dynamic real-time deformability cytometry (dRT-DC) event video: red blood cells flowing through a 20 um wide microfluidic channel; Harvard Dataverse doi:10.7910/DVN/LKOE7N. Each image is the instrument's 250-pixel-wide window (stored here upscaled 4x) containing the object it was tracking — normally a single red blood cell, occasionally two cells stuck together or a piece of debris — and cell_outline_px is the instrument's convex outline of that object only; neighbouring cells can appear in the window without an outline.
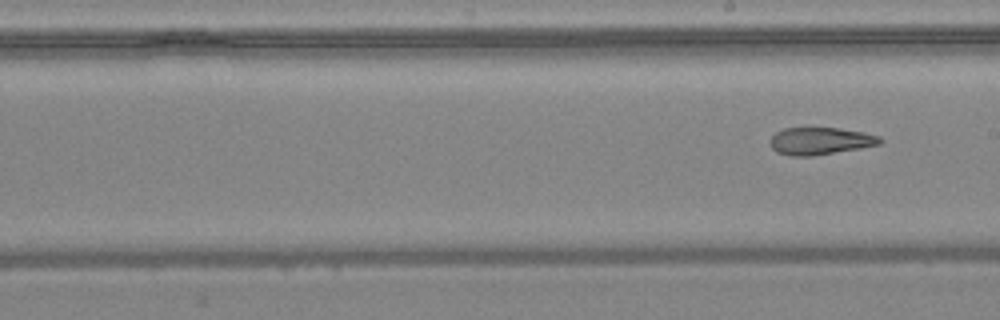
{"species": "common noctule bat (a hibernating species)", "species_latin": "Nyctalus noctula", "temperature_condition": "warm", "stored_images_in_passage": 7, "segment_of_instrument_passage": [2, 2], "camera_frame_rate_fps": 3000, "um_per_image_px": 0.085, "animal": {"sex": "female", "body_mass_g": 24.6, "forearm_length_mm": 56.2}, "frame": {"image": 1, "passage_image": 7, "time_ms": 8.333, "image_size_px": [1000, 320], "cell_outline_px": [[884, 140], [880, 144], [860, 148], [812, 156], [788, 156], [776, 152], [772, 148], [768, 140], [776, 132], [784, 128], [840, 128], [864, 132], [880, 136]], "centroid_in_image_um": [69.71, 11.98], "position_along_channel_um": 219.3, "area_um2": 17.63}}